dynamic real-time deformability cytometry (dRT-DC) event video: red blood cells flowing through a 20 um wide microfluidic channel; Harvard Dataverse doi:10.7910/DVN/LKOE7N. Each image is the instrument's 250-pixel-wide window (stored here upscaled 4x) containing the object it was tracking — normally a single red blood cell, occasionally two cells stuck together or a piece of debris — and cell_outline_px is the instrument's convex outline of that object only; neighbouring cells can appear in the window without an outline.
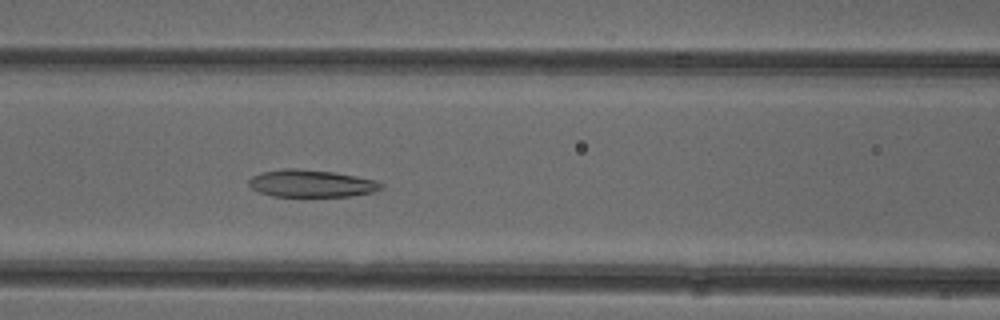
{"species": "common noctule bat (a hibernating species)", "species_latin": "Nyctalus noctula", "temperature_condition": "cold", "stored_images_in_passage": 51, "camera_frame_rate_fps": 3000, "um_per_image_px": 0.085, "animal": {"sex": "female"}, "frame": {"image": 1, "passage_image": 21, "time_ms": 6.667, "image_size_px": [1000, 320], "cell_outline_px": [[384, 188], [372, 192], [352, 196], [272, 196], [260, 192], [252, 188], [248, 184], [248, 180], [252, 176], [260, 172], [284, 168], [296, 168], [332, 172], [372, 180], [384, 184]], "centroid_in_image_um": [26.41, 15.59], "position_along_channel_um": 140.2, "area_um2": 20.87}}
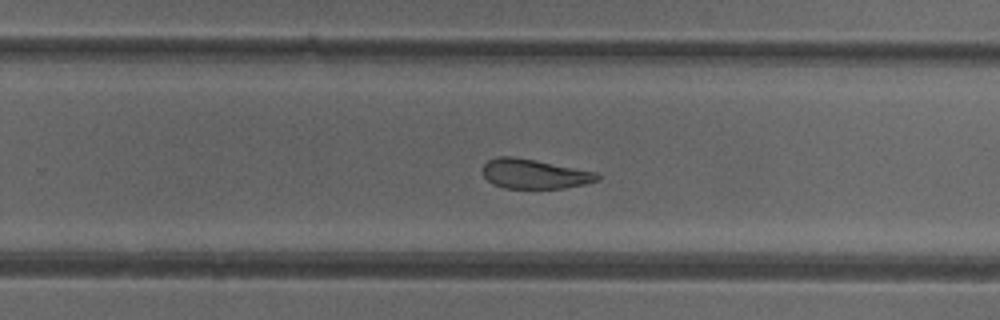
{"frame": {"image": 2, "passage_image": 32, "time_ms": 10.333, "image_size_px": [1000, 320], "cell_outline_px": [[600, 180], [584, 184], [564, 188], [504, 188], [492, 184], [484, 176], [484, 164], [488, 160], [496, 156], [512, 156], [600, 172]], "centroid_in_image_um": [45.46, 14.78], "position_along_channel_um": 284.3, "area_um2": 19.83}}
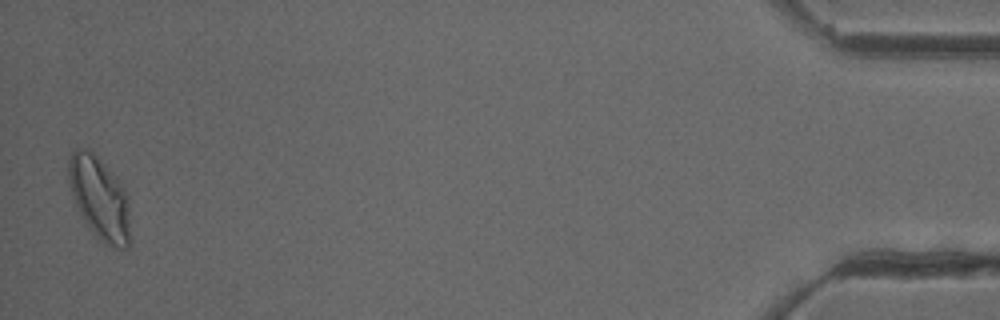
{"frame": {"image": 3, "passage_image": 50, "time_ms": 16.333, "image_size_px": [1000, 320], "cell_outline_px": [[128, 248], [116, 248], [104, 244], [88, 228], [72, 196], [68, 176], [68, 152], [76, 148], [88, 148], [116, 176], [124, 188], [128, 196]], "centroid_in_image_um": [8.42, 16.8], "position_along_channel_um": 426.8, "area_um2": 29.65}, "authors_computed_cell_mechanics": {"area_um2": 23.2356, "velocity_mm_per_s": 3.9489, "shape_relaxation_time_tau1_ms": null, "shape_relaxation_time_tau2_ms": 3.1753, "deformation_change_tau1": null, "deformation_change_tau2": 0.1038}}